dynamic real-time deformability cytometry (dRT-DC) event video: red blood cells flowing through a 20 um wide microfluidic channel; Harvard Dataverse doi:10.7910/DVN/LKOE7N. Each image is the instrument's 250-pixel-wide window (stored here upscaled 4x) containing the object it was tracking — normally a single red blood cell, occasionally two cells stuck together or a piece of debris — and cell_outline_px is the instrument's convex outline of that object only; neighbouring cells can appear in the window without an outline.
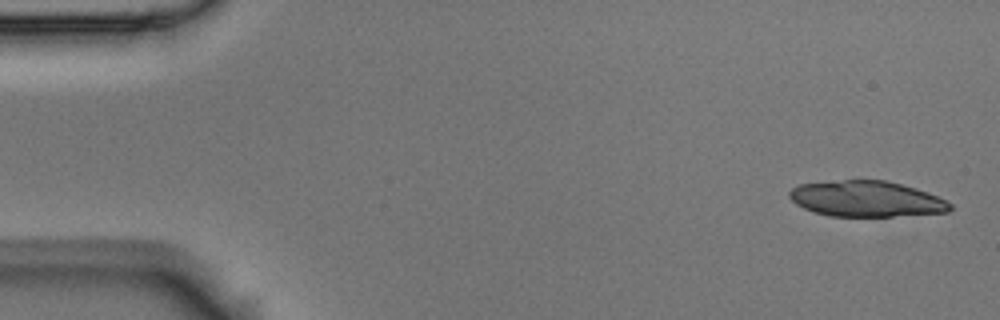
{"species": "Egyptian fruit bat (a non-hibernating species)", "species_latin": "Rousettus aegyptiacus", "temperature_condition": "room temperature", "stored_images_in_passage": 6, "camera_frame_rate_fps": 3000, "um_per_image_px": 0.085, "animal": {"sex": "male"}, "frame": {"image": 1, "passage_image": 1, "time_ms": 0.0, "image_size_px": [1000, 320], "cell_outline_px": [[952, 208], [948, 212], [892, 216], [832, 216], [816, 212], [804, 208], [796, 204], [788, 196], [788, 192], [792, 188], [800, 184], [844, 180], [884, 180], [916, 188], [928, 192], [952, 204]], "centroid_in_image_um": [73.64, 16.9], "position_along_channel_um": 11.4, "area_um2": 33.23}}